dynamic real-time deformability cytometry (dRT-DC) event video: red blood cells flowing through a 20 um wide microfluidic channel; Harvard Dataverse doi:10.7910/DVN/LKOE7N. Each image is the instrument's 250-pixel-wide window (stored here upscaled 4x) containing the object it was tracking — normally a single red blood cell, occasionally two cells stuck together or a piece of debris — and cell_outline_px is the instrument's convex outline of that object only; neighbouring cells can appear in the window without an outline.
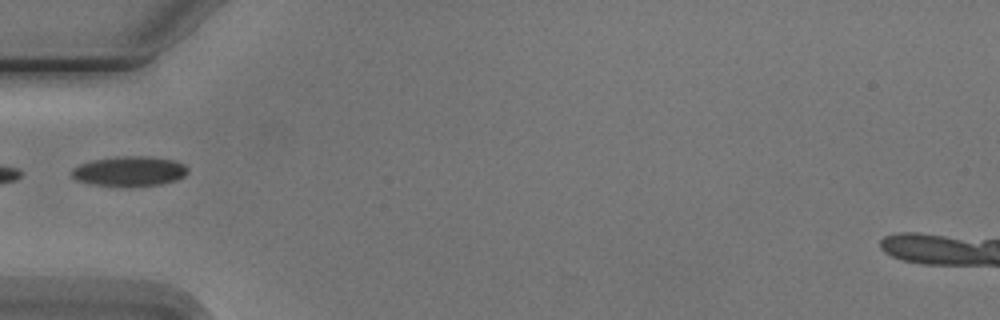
{"species": "Egyptian fruit bat (a non-hibernating species)", "species_latin": "Rousettus aegyptiacus", "temperature_condition": "cold", "stored_images_in_passage": 5, "camera_frame_rate_fps": 3000, "um_per_image_px": 0.085, "animal": {"sex": "male"}, "frame": {"image": 1, "passage_image": 5, "time_ms": 4.333, "image_size_px": [1000, 320], "cell_outline_px": [[188, 172], [184, 176], [176, 180], [160, 184], [128, 188], [124, 188], [92, 184], [76, 180], [72, 176], [72, 168], [80, 164], [92, 160], [116, 156], [148, 156], [176, 160], [184, 164], [188, 168]], "centroid_in_image_um": [11.01, 14.57], "position_along_channel_um": 74.0, "area_um2": 20.75}}